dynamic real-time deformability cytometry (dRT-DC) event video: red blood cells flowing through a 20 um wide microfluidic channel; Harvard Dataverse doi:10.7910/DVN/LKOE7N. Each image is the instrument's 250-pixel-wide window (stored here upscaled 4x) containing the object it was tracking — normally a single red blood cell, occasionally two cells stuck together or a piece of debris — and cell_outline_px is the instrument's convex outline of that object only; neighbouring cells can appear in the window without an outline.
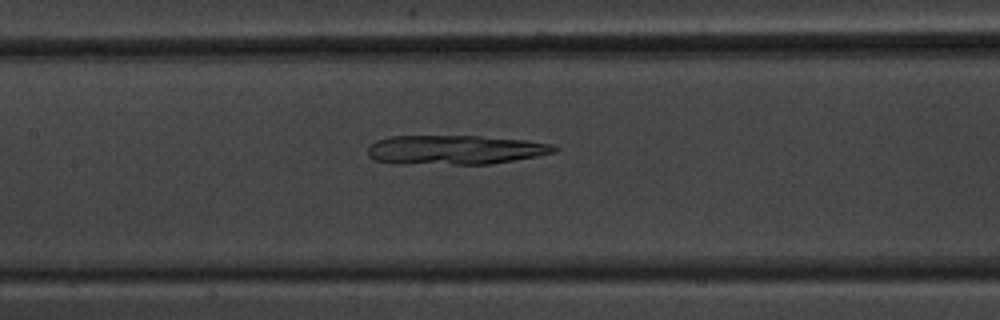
{"species": "common noctule bat (a hibernating species)", "species_latin": "Nyctalus noctula", "temperature_condition": "warm", "stored_images_in_passage": 35, "camera_frame_rate_fps": 3000, "um_per_image_px": 0.085, "animal": {"sex": "male", "body_mass_g": 20.1, "forearm_length_mm": 53.5}, "frame": {"image": 1, "passage_image": 18, "time_ms": 5.667, "image_size_px": [1000, 320], "cell_outline_px": [[560, 148], [556, 152], [536, 156], [492, 164], [400, 164], [376, 160], [368, 156], [368, 148], [376, 140], [388, 136], [480, 136], [524, 140], [552, 144]], "centroid_in_image_um": [38.68, 12.74], "position_along_channel_um": 168.7, "area_um2": 31.96}}
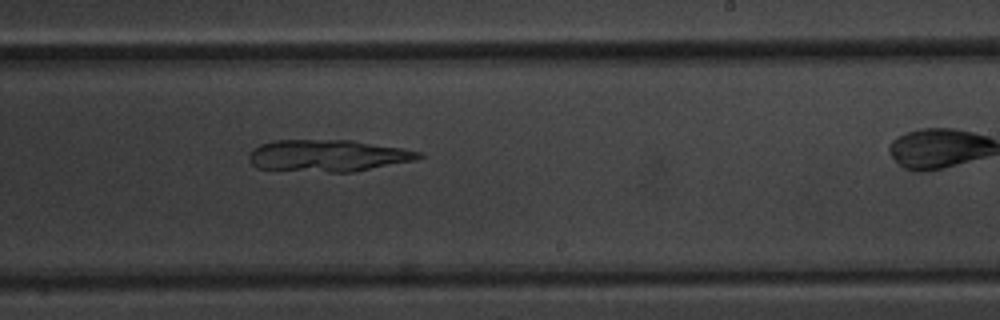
{"frame": {"image": 2, "passage_image": 25, "time_ms": 8.0, "image_size_px": [1000, 320], "cell_outline_px": [[424, 156], [416, 160], [356, 172], [328, 172], [256, 168], [248, 160], [248, 156], [252, 148], [260, 144], [272, 140], [352, 140], [404, 148], [420, 152]], "centroid_in_image_um": [27.88, 13.23], "position_along_channel_um": 261.1, "area_um2": 31.85}}
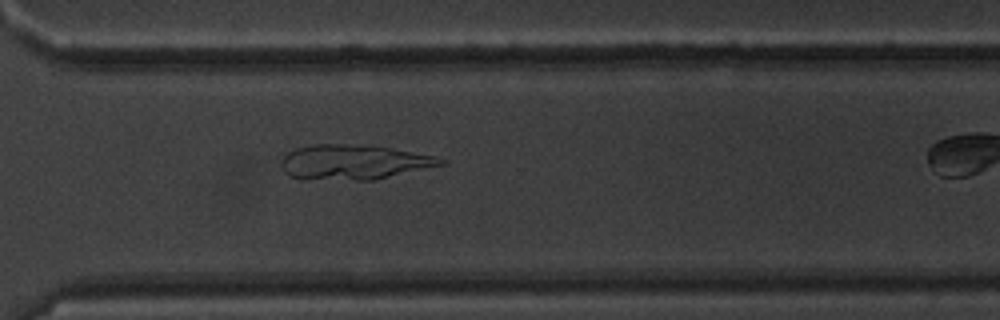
{"frame": {"image": 3, "passage_image": 31, "time_ms": 10.0, "image_size_px": [1000, 320], "cell_outline_px": [[448, 160], [444, 164], [376, 180], [356, 180], [288, 176], [284, 172], [280, 164], [284, 156], [288, 152], [296, 148], [316, 144], [344, 144], [392, 148], [436, 156]], "centroid_in_image_um": [30.11, 13.77], "position_along_channel_um": 340.5, "area_um2": 31.91}}